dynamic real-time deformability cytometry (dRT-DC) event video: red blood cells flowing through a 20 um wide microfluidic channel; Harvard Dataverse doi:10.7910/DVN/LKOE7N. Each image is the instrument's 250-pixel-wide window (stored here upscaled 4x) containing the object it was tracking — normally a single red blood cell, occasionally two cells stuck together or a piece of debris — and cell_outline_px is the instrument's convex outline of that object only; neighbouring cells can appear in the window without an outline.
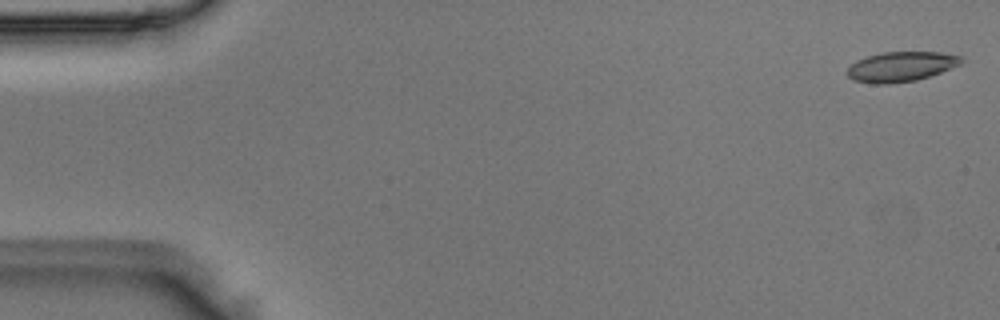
{"species": "Egyptian fruit bat (a non-hibernating species)", "species_latin": "Rousettus aegyptiacus", "temperature_condition": "room temperature", "stored_images_in_passage": 49, "camera_frame_rate_fps": 3000, "um_per_image_px": 0.085, "animal": {"sex": "male"}, "frame": {"image": 1, "passage_image": 1, "time_ms": 0.0, "image_size_px": [1000, 320], "cell_outline_px": [[964, 64], [916, 80], [888, 84], [872, 84], [852, 80], [848, 76], [848, 68], [856, 60], [880, 52], [940, 52], [964, 56]], "centroid_in_image_um": [76.62, 5.66], "position_along_channel_um": 8.4, "area_um2": 20.06}}
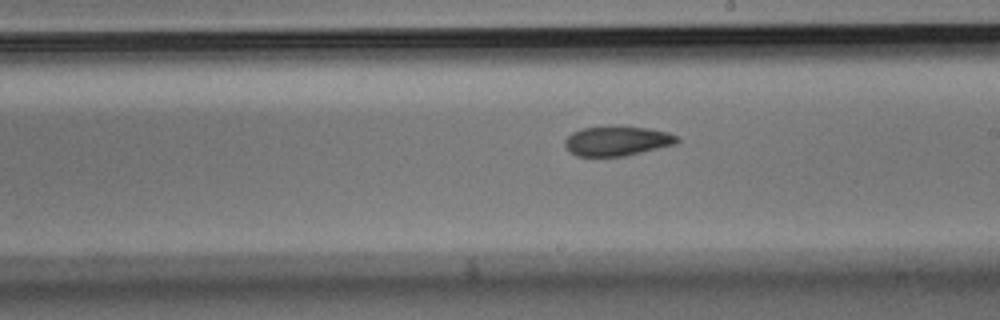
{"frame": {"image": 2, "passage_image": 28, "time_ms": 9.0, "image_size_px": [1000, 320], "cell_outline_px": [[680, 140], [676, 144], [624, 156], [576, 156], [568, 152], [564, 144], [564, 140], [572, 132], [584, 128], [648, 128], [668, 132], [676, 136]], "centroid_in_image_um": [52.43, 12.01], "position_along_channel_um": 236.6, "area_um2": 18.9}}
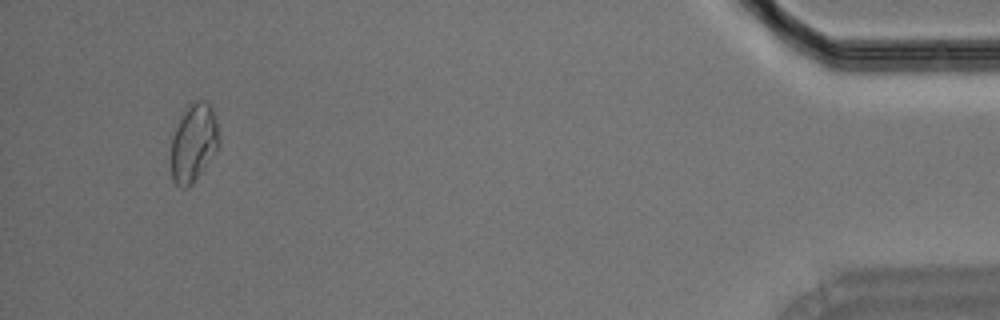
{"frame": {"image": 3, "passage_image": 47, "time_ms": 15.333, "image_size_px": [1000, 320], "cell_outline_px": [[220, 148], [196, 180], [188, 188], [180, 188], [172, 180], [172, 136], [180, 116], [188, 104], [192, 100], [204, 100], [212, 104], [216, 116], [220, 136]], "centroid_in_image_um": [16.51, 12.11], "position_along_channel_um": 418.7, "area_um2": 22.6}}